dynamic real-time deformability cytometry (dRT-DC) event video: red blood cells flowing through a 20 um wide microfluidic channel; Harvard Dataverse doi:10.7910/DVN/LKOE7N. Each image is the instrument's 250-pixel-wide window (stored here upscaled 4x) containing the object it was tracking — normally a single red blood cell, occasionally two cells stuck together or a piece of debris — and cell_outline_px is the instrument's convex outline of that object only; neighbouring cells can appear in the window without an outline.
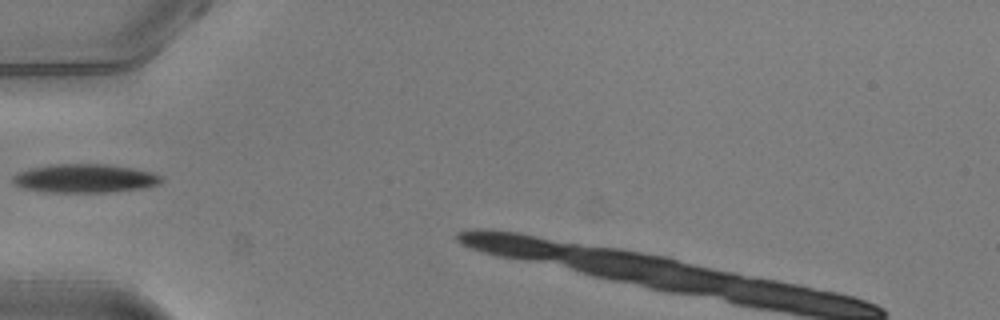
{"species": "common noctule bat (a hibernating species)", "species_latin": "Nyctalus noctula", "temperature_condition": "warm", "stored_images_in_passage": 10, "camera_frame_rate_fps": 3000, "um_per_image_px": 0.085, "animal": {"sex": "male", "body_mass_g": 20.5, "forearm_length_mm": 52.5}, "frame": {"image": 1, "passage_image": 1, "time_ms": 0.0, "image_size_px": [1000, 320], "cell_outline_px": [[164, 180], [160, 184], [148, 188], [112, 192], [48, 192], [20, 188], [12, 180], [12, 176], [20, 172], [32, 168], [52, 164], [104, 164], [132, 168], [152, 172], [160, 176]], "centroid_in_image_um": [7.25, 15.17], "position_along_channel_um": 77.7, "area_um2": 24.91}}
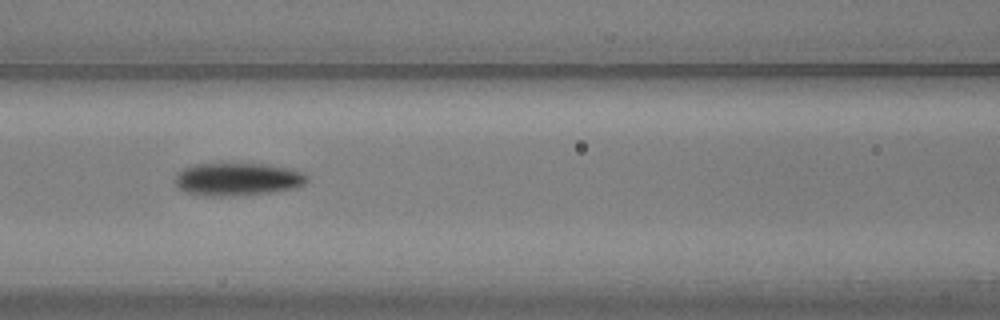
{"frame": {"image": 2, "passage_image": 6, "time_ms": 1.667, "image_size_px": [1000, 320], "cell_outline_px": [[308, 180], [304, 184], [296, 188], [272, 192], [224, 196], [212, 196], [184, 192], [176, 184], [176, 176], [184, 168], [196, 164], [264, 164], [284, 168], [300, 172], [308, 176]], "centroid_in_image_um": [20.2, 15.24], "position_along_channel_um": 146.4, "area_um2": 24.74}}